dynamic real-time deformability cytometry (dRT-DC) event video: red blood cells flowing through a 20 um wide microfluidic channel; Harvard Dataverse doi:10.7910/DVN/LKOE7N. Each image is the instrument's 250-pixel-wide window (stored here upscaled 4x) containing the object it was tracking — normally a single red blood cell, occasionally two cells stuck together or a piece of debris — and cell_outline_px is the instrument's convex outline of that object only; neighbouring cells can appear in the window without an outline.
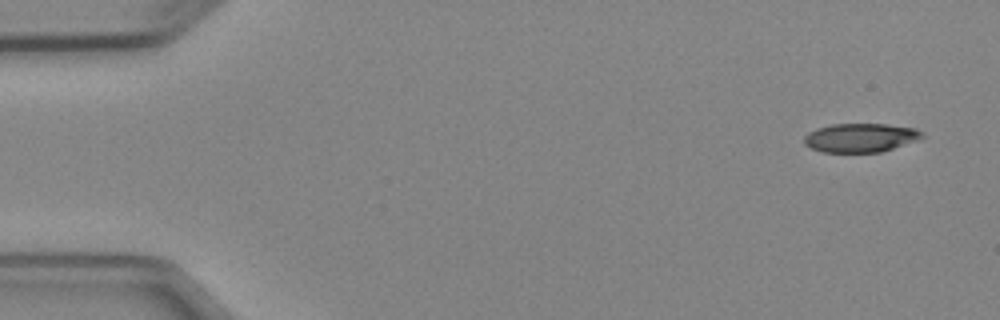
{"species": "Egyptian fruit bat (a non-hibernating species)", "species_latin": "Rousettus aegyptiacus", "temperature_condition": "cold", "stored_images_in_passage": 2, "camera_frame_rate_fps": 3000, "um_per_image_px": 0.085, "animal": {"sex": "female"}, "frame": {"image": 1, "passage_image": 2, "time_ms": 1.333, "image_size_px": [1000, 320], "cell_outline_px": [[924, 136], [916, 140], [880, 152], [824, 152], [812, 148], [804, 144], [804, 136], [808, 132], [816, 128], [832, 124], [884, 124], [916, 128]], "centroid_in_image_um": [73.09, 11.7], "position_along_channel_um": 11.9, "area_um2": 19.59}}